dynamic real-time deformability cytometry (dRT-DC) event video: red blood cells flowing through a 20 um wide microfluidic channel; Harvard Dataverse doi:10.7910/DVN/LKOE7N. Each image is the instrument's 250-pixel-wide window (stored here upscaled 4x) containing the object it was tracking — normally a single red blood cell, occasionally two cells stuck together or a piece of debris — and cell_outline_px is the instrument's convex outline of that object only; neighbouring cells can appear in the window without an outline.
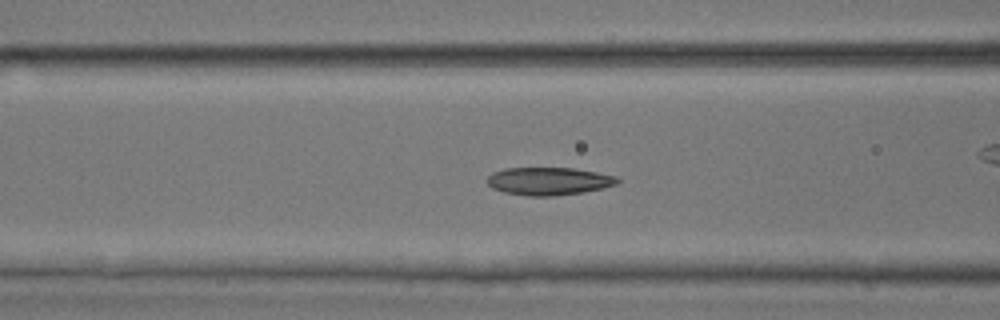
{"species": "common noctule bat (a hibernating species)", "species_latin": "Nyctalus noctula", "temperature_condition": "room temperature", "stored_images_in_passage": 44, "camera_frame_rate_fps": 3000, "um_per_image_px": 0.085, "animal": {"sex": "male", "body_mass_g": 17.9, "forearm_length_mm": 54.2}, "frame": {"image": 1, "passage_image": 19, "time_ms": 6.0, "image_size_px": [1000, 320], "cell_outline_px": [[620, 180], [616, 184], [604, 188], [584, 192], [556, 196], [528, 196], [504, 192], [492, 188], [484, 180], [492, 172], [504, 168], [572, 168], [596, 172], [616, 176]], "centroid_in_image_um": [46.61, 15.4], "position_along_channel_um": 120.0, "area_um2": 21.27}}